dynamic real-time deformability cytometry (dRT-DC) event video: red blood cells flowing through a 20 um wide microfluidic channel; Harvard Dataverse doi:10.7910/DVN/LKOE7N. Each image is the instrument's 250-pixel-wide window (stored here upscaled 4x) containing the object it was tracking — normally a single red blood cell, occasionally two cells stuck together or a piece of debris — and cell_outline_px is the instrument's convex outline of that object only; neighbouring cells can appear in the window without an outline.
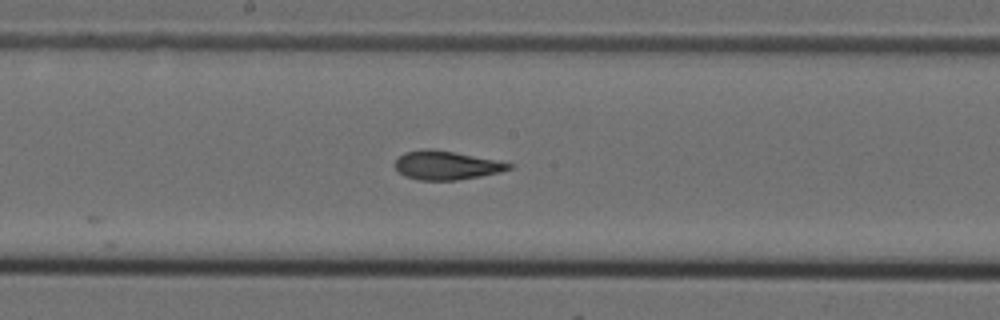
{"species": "Egyptian fruit bat (a non-hibernating species)", "species_latin": "Rousettus aegyptiacus", "temperature_condition": "cold", "stored_images_in_passage": 9, "camera_frame_rate_fps": 3000, "um_per_image_px": 0.085, "animal": {"sex": "female"}, "frame": {"image": 1, "passage_image": 9, "time_ms": 2.667, "image_size_px": [1000, 320], "cell_outline_px": [[516, 164], [512, 168], [500, 172], [480, 176], [456, 180], [420, 180], [404, 176], [392, 164], [404, 152], [424, 148], [428, 148], [452, 152], [496, 160]], "centroid_in_image_um": [37.92, 14.05], "position_along_channel_um": 210.3, "area_um2": 19.02}}